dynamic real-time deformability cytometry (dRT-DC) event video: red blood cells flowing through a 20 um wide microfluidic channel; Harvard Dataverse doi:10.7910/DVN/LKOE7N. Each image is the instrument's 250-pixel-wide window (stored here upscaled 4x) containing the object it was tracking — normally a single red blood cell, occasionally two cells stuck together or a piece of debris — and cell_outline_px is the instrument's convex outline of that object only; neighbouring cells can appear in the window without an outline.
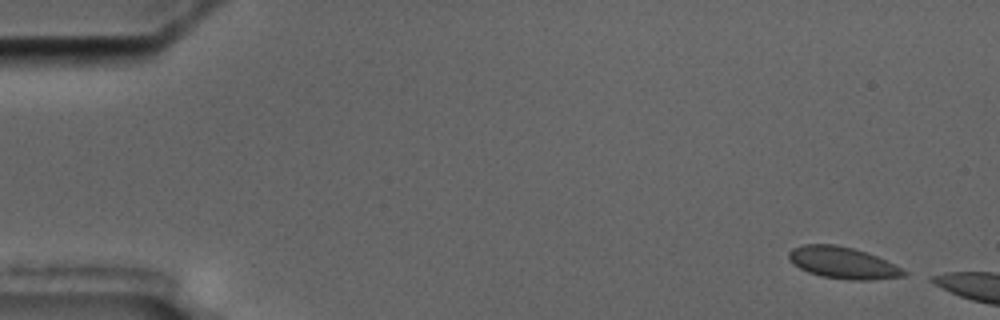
{"species": "common noctule bat (a hibernating species)", "species_latin": "Nyctalus noctula", "temperature_condition": "cold", "stored_images_in_passage": 4, "camera_frame_rate_fps": 3000, "um_per_image_px": 0.085, "animal": {"sex": "male", "body_mass_g": 17.5, "forearm_length_mm": 52.3}, "frame": {"image": 1, "passage_image": 1, "time_ms": 0.0, "image_size_px": [1000, 320], "cell_outline_px": [[908, 272], [904, 276], [868, 280], [848, 280], [820, 276], [808, 272], [792, 264], [788, 256], [788, 252], [792, 248], [804, 244], [836, 244], [852, 248], [876, 256]], "centroid_in_image_um": [71.58, 22.34], "position_along_channel_um": 13.4, "area_um2": 21.04}}